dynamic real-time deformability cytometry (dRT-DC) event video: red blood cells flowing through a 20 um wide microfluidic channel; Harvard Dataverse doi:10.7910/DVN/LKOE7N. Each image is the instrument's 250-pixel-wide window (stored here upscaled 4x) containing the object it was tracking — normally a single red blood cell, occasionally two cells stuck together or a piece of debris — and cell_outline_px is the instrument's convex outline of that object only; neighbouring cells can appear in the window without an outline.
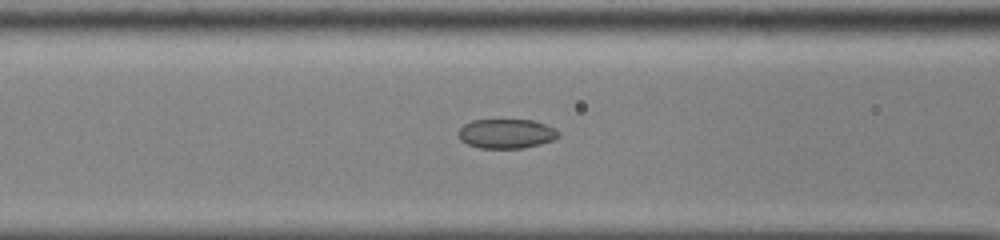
{"species": "common noctule bat (a hibernating species)", "species_latin": "Nyctalus noctula", "temperature_condition": "cold", "stored_images_in_passage": 34, "camera_frame_rate_fps": 3000, "um_per_image_px": 0.085, "animal": {"sex": "male", "body_mass_g": 13.0, "forearm_length_mm": 53.1}, "frame": {"image": 1, "passage_image": 9, "time_ms": 2.667, "image_size_px": [1000, 240], "cell_outline_px": [[560, 136], [552, 140], [540, 144], [524, 148], [480, 148], [468, 144], [460, 140], [460, 128], [464, 124], [472, 120], [532, 120], [556, 128], [560, 132]], "centroid_in_image_um": [43.07, 11.36], "position_along_channel_um": 123.5, "area_um2": 17.11}}
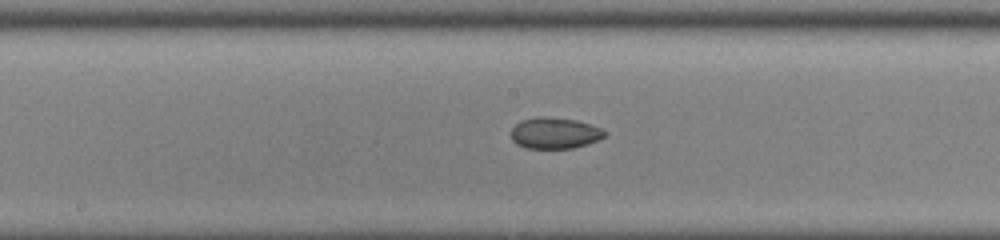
{"frame": {"image": 2, "passage_image": 15, "time_ms": 4.667, "image_size_px": [1000, 240], "cell_outline_px": [[608, 132], [600, 140], [572, 148], [524, 148], [516, 144], [512, 140], [512, 128], [520, 120], [536, 116], [544, 116], [576, 120], [600, 128]], "centroid_in_image_um": [47.13, 11.31], "position_along_channel_um": 201.1, "area_um2": 17.05}}
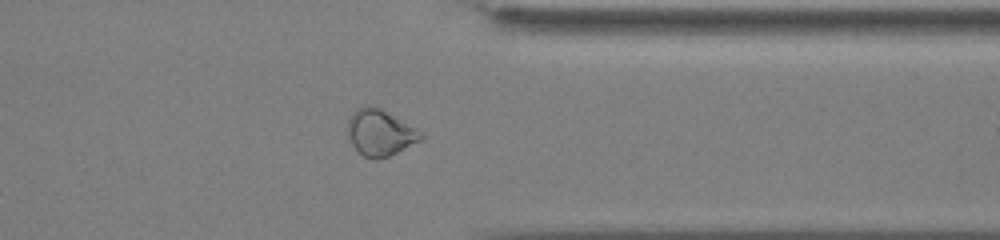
{"frame": {"image": 3, "passage_image": 29, "time_ms": 9.333, "image_size_px": [1000, 240], "cell_outline_px": [[424, 136], [420, 140], [388, 156], [376, 160], [364, 156], [352, 144], [348, 136], [348, 120], [352, 112], [356, 108], [364, 104], [368, 104], [380, 108], [416, 128]], "centroid_in_image_um": [32.27, 11.25], "position_along_channel_um": 379.1, "area_um2": 19.48}}